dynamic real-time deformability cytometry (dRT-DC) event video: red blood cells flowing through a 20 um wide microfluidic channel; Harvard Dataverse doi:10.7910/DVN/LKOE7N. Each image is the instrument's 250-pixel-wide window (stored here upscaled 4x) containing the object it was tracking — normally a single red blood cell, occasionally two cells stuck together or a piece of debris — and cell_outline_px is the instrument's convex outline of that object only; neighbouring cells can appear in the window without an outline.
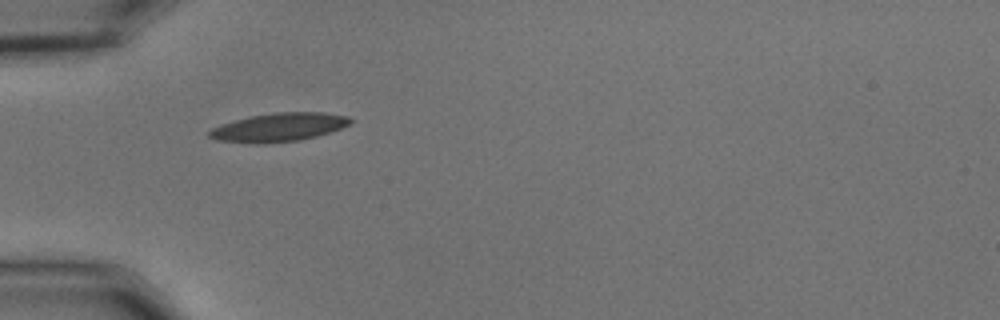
{"species": "common noctule bat (a hibernating species)", "species_latin": "Nyctalus noctula", "temperature_condition": "cold", "stored_images_in_passage": 5, "camera_frame_rate_fps": 3000, "um_per_image_px": 0.085, "animal": {"sex": "male", "body_mass_g": 15.6}, "frame": {"image": 1, "passage_image": 1, "time_ms": 0.0, "image_size_px": [1000, 320], "cell_outline_px": [[352, 120], [348, 124], [340, 128], [316, 136], [296, 140], [260, 144], [256, 144], [216, 140], [208, 136], [208, 132], [212, 128], [220, 124], [252, 116], [276, 112], [324, 112], [348, 116]], "centroid_in_image_um": [23.66, 10.82], "position_along_channel_um": 61.3, "area_um2": 23.18}}